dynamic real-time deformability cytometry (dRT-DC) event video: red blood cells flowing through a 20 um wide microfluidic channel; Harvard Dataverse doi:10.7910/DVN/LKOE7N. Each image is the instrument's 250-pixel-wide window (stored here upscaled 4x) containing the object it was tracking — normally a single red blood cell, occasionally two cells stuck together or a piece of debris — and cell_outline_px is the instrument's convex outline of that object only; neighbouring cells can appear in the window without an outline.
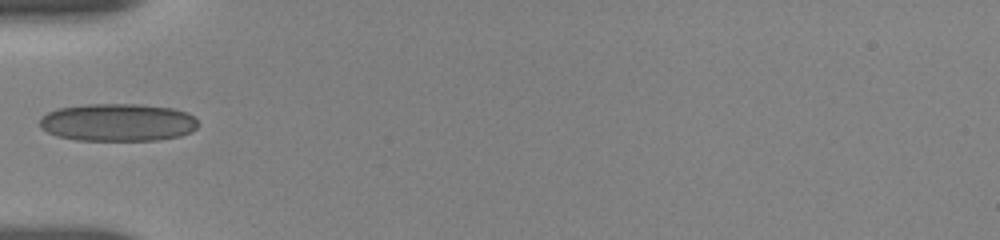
{"species": "human", "species_latin": "Homo sapiens", "temperature_condition": "room temperature", "stored_images_in_passage": 37, "camera_frame_rate_fps": 3000, "um_per_image_px": 0.085, "donor": {"sex": "female"}, "frame": {"image": 1, "passage_image": 1, "time_ms": 0.0, "image_size_px": [1000, 240], "cell_outline_px": [[196, 128], [192, 132], [180, 136], [160, 140], [76, 140], [56, 136], [40, 128], [40, 120], [48, 112], [60, 108], [88, 104], [140, 104], [172, 108], [188, 112], [196, 120]], "centroid_in_image_um": [10.02, 10.41], "position_along_channel_um": 75.0, "area_um2": 34.8}}
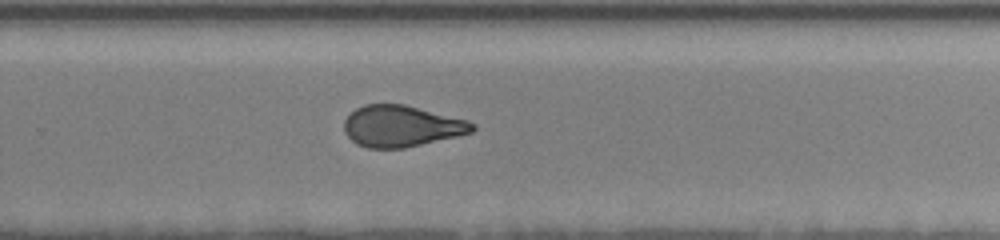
{"frame": {"image": 2, "passage_image": 19, "time_ms": 6.0, "image_size_px": [1000, 240], "cell_outline_px": [[476, 128], [472, 132], [456, 136], [404, 148], [368, 148], [356, 144], [344, 132], [344, 120], [356, 108], [364, 104], [404, 104], [468, 120], [476, 124]], "centroid_in_image_um": [34.12, 10.72], "position_along_channel_um": 295.7, "area_um2": 30.81}}
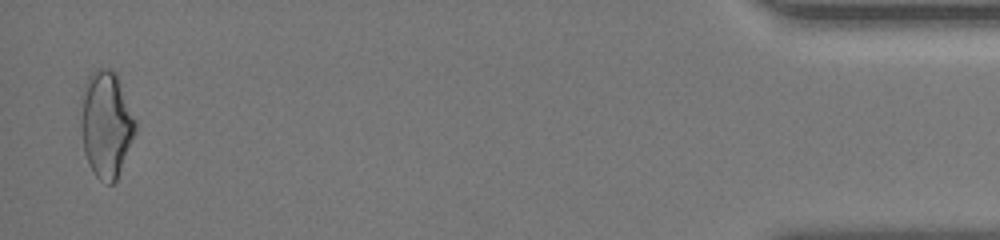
{"frame": {"image": 3, "passage_image": 36, "time_ms": 11.667, "image_size_px": [1000, 240], "cell_outline_px": [[136, 128], [116, 180], [112, 184], [108, 184], [100, 180], [96, 176], [88, 164], [84, 152], [80, 128], [80, 96], [84, 84], [88, 76], [96, 68], [112, 68], [116, 72], [136, 120]], "centroid_in_image_um": [8.98, 10.51], "position_along_channel_um": 426.2, "area_um2": 34.1}, "authors_computed_cell_mechanics": {"area_um2": 31.5588, "velocity_mm_per_s": 3.6706, "shape_relaxation_time_tau1_ms": 7.8909, "shape_relaxation_time_tau2_ms": 1.6267, "deformation_change_tau1": 0.1668, "deformation_change_tau2": 0.0787}}